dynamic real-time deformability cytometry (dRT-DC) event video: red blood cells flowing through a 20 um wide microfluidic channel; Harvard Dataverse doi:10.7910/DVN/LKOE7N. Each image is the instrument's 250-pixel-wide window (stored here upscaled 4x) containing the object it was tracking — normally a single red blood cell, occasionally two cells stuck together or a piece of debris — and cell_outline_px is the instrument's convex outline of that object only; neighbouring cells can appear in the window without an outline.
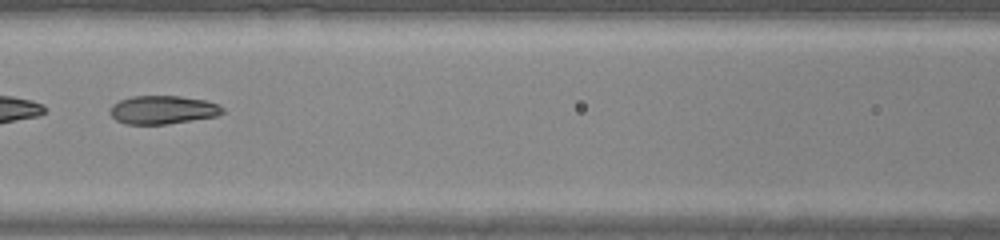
{"species": "common noctule bat (a hibernating species)", "species_latin": "Nyctalus noctula", "temperature_condition": "warm", "stored_images_in_passage": 43, "camera_frame_rate_fps": 3000, "um_per_image_px": 0.085, "animal": {"sex": "male", "body_mass_g": 20.0, "forearm_length_mm": 53.3}, "frame": {"image": 1, "passage_image": 19, "time_ms": 6.0, "image_size_px": [1000, 240], "cell_outline_px": [[224, 112], [216, 116], [168, 124], [124, 124], [116, 120], [108, 112], [112, 104], [120, 100], [132, 96], [180, 96], [204, 100], [220, 104], [224, 108]], "centroid_in_image_um": [13.83, 9.33], "position_along_channel_um": 152.8, "area_um2": 18.73}, "authors_computed_cell_mechanics": {"area_um2": 19.652, "velocity_mm_per_s": 4.3185, "shape_relaxation_time_tau1_ms": 7.389, "shape_relaxation_time_tau2_ms": 1.2053, "deformation_change_tau1": 0.2932, "deformation_change_tau2": 0.0786}}